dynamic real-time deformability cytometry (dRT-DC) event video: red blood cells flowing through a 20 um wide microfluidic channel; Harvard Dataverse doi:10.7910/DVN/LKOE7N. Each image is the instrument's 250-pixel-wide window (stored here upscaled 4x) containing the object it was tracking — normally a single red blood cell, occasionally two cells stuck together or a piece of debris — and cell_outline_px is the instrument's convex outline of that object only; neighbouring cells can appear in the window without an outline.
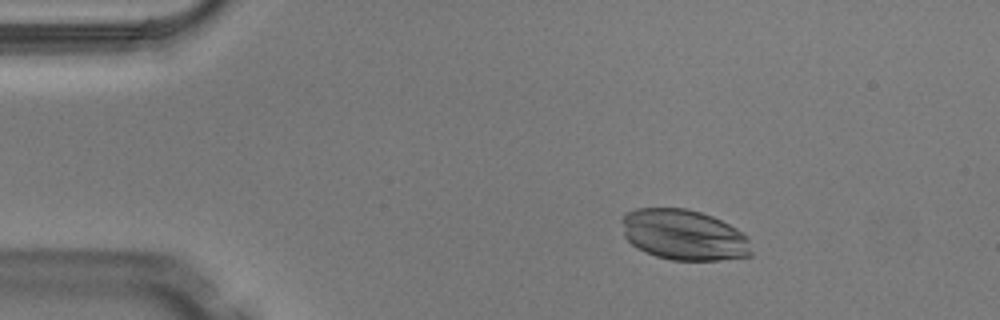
{"species": "Egyptian fruit bat (a non-hibernating species)", "species_latin": "Rousettus aegyptiacus", "temperature_condition": "warm", "stored_images_in_passage": 5, "camera_frame_rate_fps": 3000, "um_per_image_px": 0.085, "animal": {"sex": "male"}, "frame": {"image": 1, "passage_image": 2, "time_ms": 0.333, "image_size_px": [1000, 320], "cell_outline_px": [[752, 256], [720, 260], [672, 260], [656, 256], [636, 248], [624, 236], [620, 220], [624, 212], [636, 208], [688, 208], [712, 216], [736, 228], [748, 236], [752, 252]], "centroid_in_image_um": [58.11, 19.96], "position_along_channel_um": 26.9, "area_um2": 38.61}}
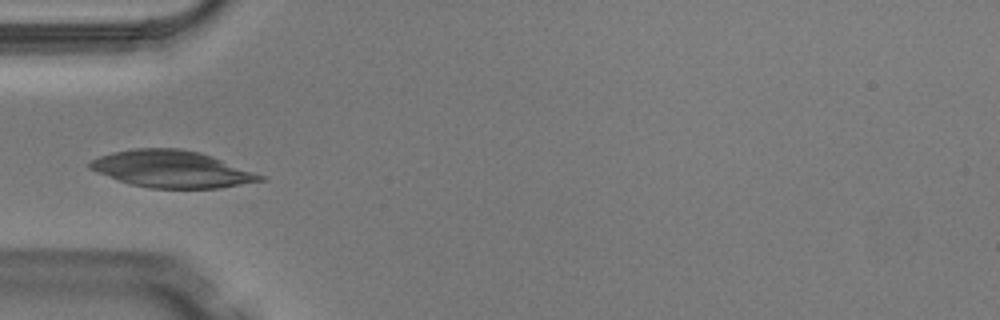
{"frame": {"image": 2, "passage_image": 4, "time_ms": 1.0, "image_size_px": [1000, 320], "cell_outline_px": [[268, 180], [220, 188], [152, 188], [132, 184], [96, 172], [88, 168], [88, 164], [92, 160], [100, 156], [112, 152], [132, 148], [180, 148], [200, 152], [212, 156], [264, 176]], "centroid_in_image_um": [14.61, 14.36], "position_along_channel_um": 70.4, "area_um2": 36.47}}